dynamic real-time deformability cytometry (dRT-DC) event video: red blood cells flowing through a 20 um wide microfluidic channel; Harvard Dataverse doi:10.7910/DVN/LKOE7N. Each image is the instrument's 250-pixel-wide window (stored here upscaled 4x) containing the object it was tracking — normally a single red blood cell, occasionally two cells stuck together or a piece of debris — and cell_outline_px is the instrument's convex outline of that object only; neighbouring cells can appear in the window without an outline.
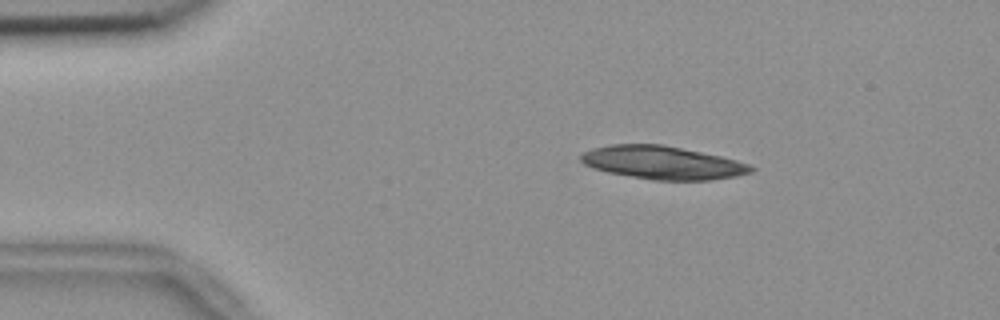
{"species": "common noctule bat (a hibernating species)", "species_latin": "Nyctalus noctula", "temperature_condition": "room temperature", "stored_images_in_passage": 54, "camera_frame_rate_fps": 3000, "um_per_image_px": 0.085, "animal": {"sex": "female", "body_mass_g": 18.4}, "frame": {"image": 1, "passage_image": 9, "time_ms": 2.667, "image_size_px": [1000, 320], "cell_outline_px": [[756, 168], [752, 172], [736, 176], [712, 180], [652, 180], [608, 172], [592, 168], [584, 164], [580, 160], [580, 156], [584, 152], [592, 148], [612, 144], [660, 144], [720, 156], [736, 160], [748, 164]], "centroid_in_image_um": [56.3, 13.83], "position_along_channel_um": 28.7, "area_um2": 32.71}, "authors_computed_cell_mechanics": {"area_um2": 19.2185, "velocity_mm_per_s": 3.684, "shape_relaxation_time_tau1_ms": 7.7675, "shape_relaxation_time_tau2_ms": null, "deformation_change_tau1": 0.1741, "deformation_change_tau2": null}}